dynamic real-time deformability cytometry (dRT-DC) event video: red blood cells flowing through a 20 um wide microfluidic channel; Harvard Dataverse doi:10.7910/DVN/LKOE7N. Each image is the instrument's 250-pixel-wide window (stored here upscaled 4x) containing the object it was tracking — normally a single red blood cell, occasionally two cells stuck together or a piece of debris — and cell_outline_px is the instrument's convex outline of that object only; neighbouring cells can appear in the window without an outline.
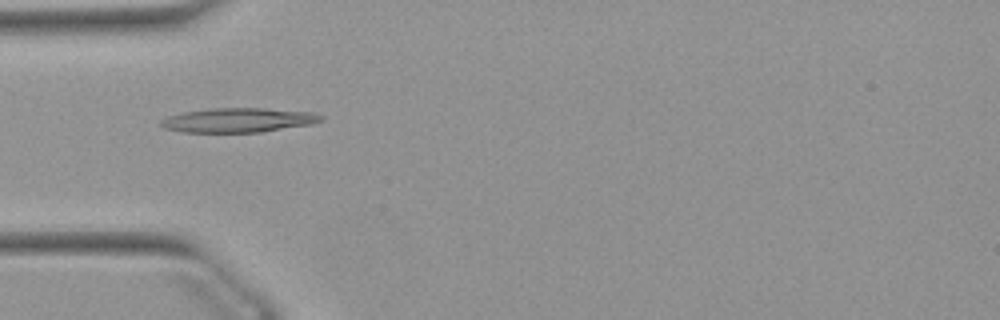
{"species": "Egyptian fruit bat (a non-hibernating species)", "species_latin": "Rousettus aegyptiacus", "temperature_condition": "warm", "stored_images_in_passage": 52, "camera_frame_rate_fps": 3000, "um_per_image_px": 0.085, "animal": {"sex": "female"}, "frame": {"image": 1, "passage_image": 16, "time_ms": 5.0, "image_size_px": [1000, 320], "cell_outline_px": [[324, 116], [320, 120], [312, 124], [260, 132], [184, 132], [164, 128], [160, 124], [160, 120], [168, 116], [184, 112], [216, 108], [264, 108], [316, 112]], "centroid_in_image_um": [20.28, 10.21], "position_along_channel_um": 64.7, "area_um2": 22.66}}
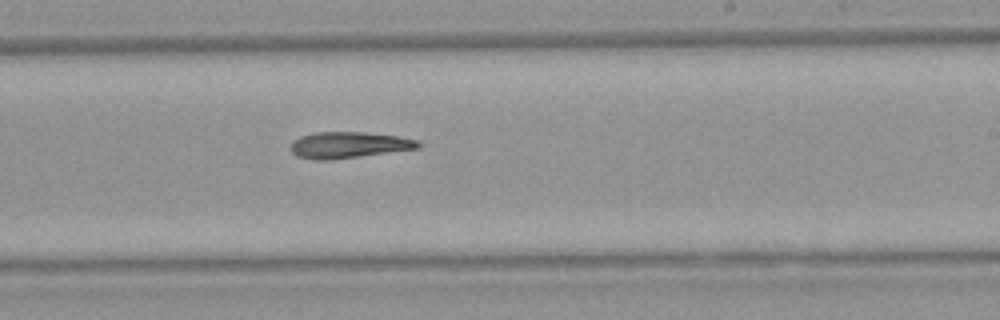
{"frame": {"image": 2, "passage_image": 31, "time_ms": 10.0, "image_size_px": [1000, 320], "cell_outline_px": [[420, 148], [332, 160], [312, 160], [296, 156], [292, 152], [292, 140], [300, 136], [316, 132], [364, 132], [396, 136], [420, 140]], "centroid_in_image_um": [29.63, 12.33], "position_along_channel_um": 259.4, "area_um2": 19.59}}
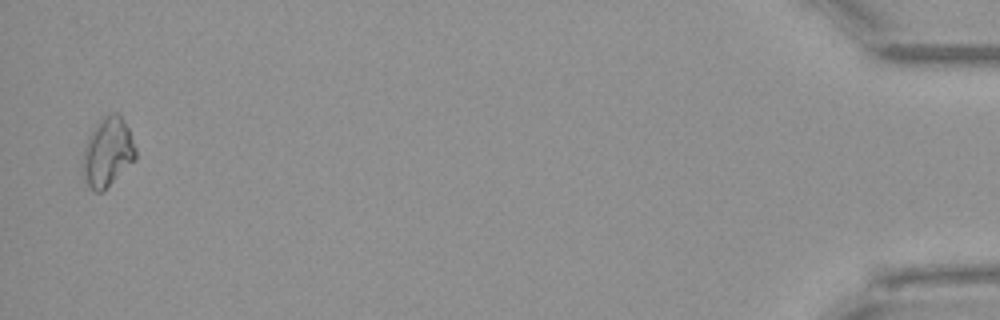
{"frame": {"image": 3, "passage_image": 51, "time_ms": 16.667, "image_size_px": [1000, 320], "cell_outline_px": [[136, 160], [104, 192], [96, 192], [84, 180], [80, 172], [84, 148], [88, 136], [92, 128], [104, 116], [112, 112], [116, 112], [124, 120], [128, 128], [136, 148]], "centroid_in_image_um": [9.13, 12.97], "position_along_channel_um": 426.1, "area_um2": 21.79}}